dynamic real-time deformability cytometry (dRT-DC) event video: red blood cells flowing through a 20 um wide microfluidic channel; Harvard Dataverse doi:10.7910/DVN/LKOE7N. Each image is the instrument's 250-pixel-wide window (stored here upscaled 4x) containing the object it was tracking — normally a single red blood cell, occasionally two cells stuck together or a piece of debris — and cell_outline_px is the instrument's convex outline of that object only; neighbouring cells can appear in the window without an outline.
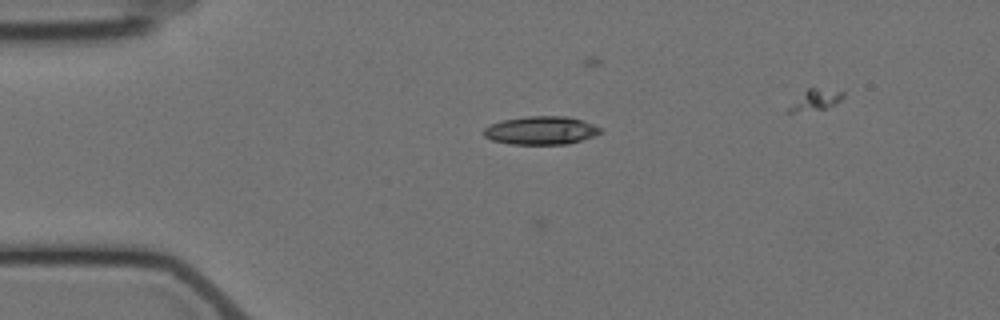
{"species": "Egyptian fruit bat (a non-hibernating species)", "species_latin": "Rousettus aegyptiacus", "temperature_condition": "cold", "stored_images_in_passage": 6, "camera_frame_rate_fps": 3000, "um_per_image_px": 0.085, "animal": {"sex": "female"}, "frame": {"image": 1, "passage_image": 4, "time_ms": 4.333, "image_size_px": [1000, 320], "cell_outline_px": [[604, 128], [600, 132], [592, 136], [568, 144], [512, 144], [492, 140], [484, 136], [484, 128], [500, 120], [528, 116], [568, 116]], "centroid_in_image_um": [45.97, 11.08], "position_along_channel_um": 39.0, "area_um2": 19.07}}